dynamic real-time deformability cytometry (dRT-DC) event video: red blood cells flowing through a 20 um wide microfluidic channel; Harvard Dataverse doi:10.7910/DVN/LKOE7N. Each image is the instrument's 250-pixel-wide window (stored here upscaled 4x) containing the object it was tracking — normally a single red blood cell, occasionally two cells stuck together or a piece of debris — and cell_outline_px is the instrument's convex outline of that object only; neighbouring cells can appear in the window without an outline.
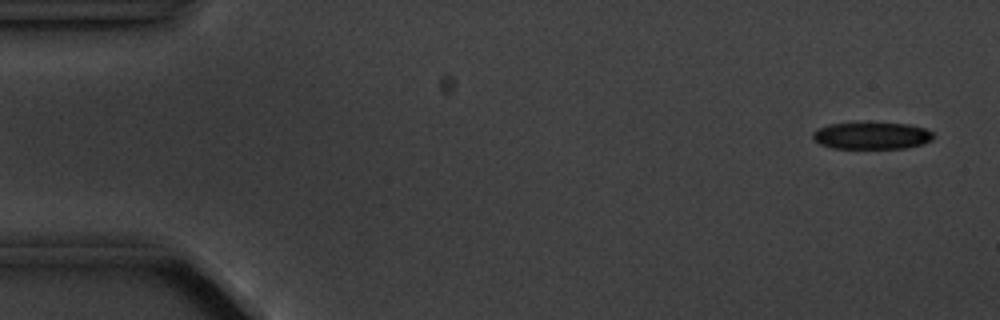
{"species": "common noctule bat (a hibernating species)", "species_latin": "Nyctalus noctula", "temperature_condition": "cold", "stored_images_in_passage": 4, "camera_frame_rate_fps": 3000, "um_per_image_px": 0.085, "animal": {"sex": "male", "body_mass_g": 20.1, "forearm_length_mm": 53.5}, "frame": {"image": 1, "passage_image": 1, "time_ms": 0.0, "image_size_px": [1000, 320], "cell_outline_px": [[932, 140], [920, 144], [904, 148], [832, 148], [820, 144], [812, 136], [812, 132], [816, 128], [828, 124], [868, 120], [872, 120], [908, 124], [924, 128], [932, 132]], "centroid_in_image_um": [74.04, 11.47], "position_along_channel_um": 11.0, "area_um2": 19.71}}